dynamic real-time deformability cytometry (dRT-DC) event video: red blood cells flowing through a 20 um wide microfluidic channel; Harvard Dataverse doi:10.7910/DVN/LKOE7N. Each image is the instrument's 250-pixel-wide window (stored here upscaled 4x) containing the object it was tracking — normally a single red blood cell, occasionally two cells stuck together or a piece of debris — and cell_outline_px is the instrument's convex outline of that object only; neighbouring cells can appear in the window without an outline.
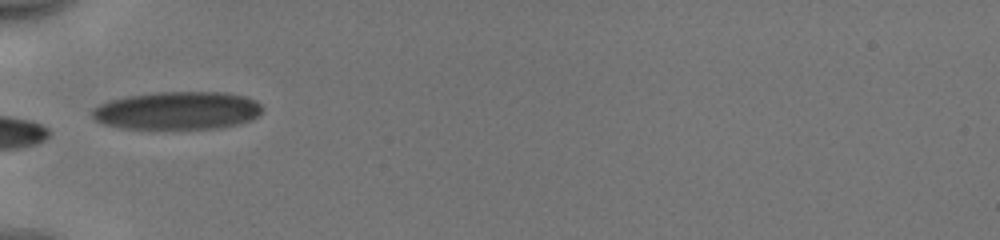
{"species": "human", "species_latin": "Homo sapiens", "temperature_condition": "cold", "stored_images_in_passage": 24, "camera_frame_rate_fps": 3000, "um_per_image_px": 0.085, "donor": {"sex": "male"}, "frame": {"image": 1, "passage_image": 1, "time_ms": 0.0, "image_size_px": [1000, 240], "cell_outline_px": [[260, 112], [252, 120], [220, 128], [120, 128], [104, 124], [96, 120], [92, 116], [92, 108], [108, 100], [124, 96], [156, 92], [228, 92], [244, 96], [256, 100], [260, 104]], "centroid_in_image_um": [15.05, 9.38], "position_along_channel_um": 69.9, "area_um2": 37.63}, "authors_computed_cell_mechanics": {"area_um2": 43.4656, "velocity_mm_per_s": 3.9736, "shape_relaxation_time_tau1_ms": 3.7407, "shape_relaxation_time_tau2_ms": 1.822, "deformation_change_tau1": 0.1396, "deformation_change_tau2": 0.0721}}